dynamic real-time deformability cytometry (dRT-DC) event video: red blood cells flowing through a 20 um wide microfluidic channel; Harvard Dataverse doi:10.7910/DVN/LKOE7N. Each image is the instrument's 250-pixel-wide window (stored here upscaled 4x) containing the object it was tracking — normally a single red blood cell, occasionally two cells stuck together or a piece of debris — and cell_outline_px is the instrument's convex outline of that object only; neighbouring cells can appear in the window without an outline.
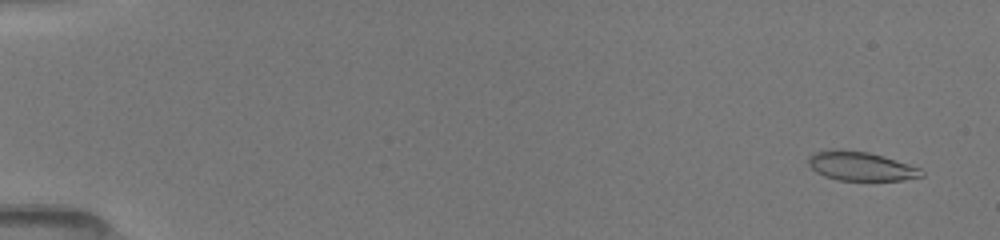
{"species": "common noctule bat (a hibernating species)", "species_latin": "Nyctalus noctula", "temperature_condition": "room temperature", "stored_images_in_passage": 52, "camera_frame_rate_fps": 3000, "um_per_image_px": 0.085, "animal": {"sex": "female", "body_mass_g": 19.5, "forearm_length_mm": 54.1}, "frame": {"image": 1, "passage_image": 3, "time_ms": 0.667, "image_size_px": [1000, 240], "cell_outline_px": [[924, 176], [900, 180], [836, 180], [824, 176], [816, 172], [808, 164], [808, 156], [812, 152], [832, 148], [840, 148], [868, 152], [920, 168], [924, 172]], "centroid_in_image_um": [73.09, 14.11], "position_along_channel_um": 11.9, "area_um2": 19.25}}
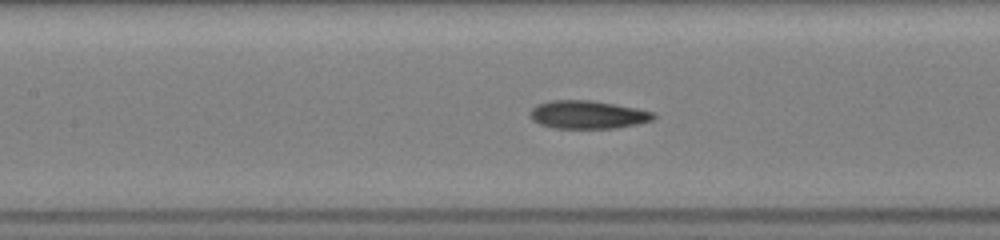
{"frame": {"image": 2, "passage_image": 25, "time_ms": 8.0, "image_size_px": [1000, 240], "cell_outline_px": [[656, 116], [652, 120], [636, 124], [616, 128], [552, 128], [540, 124], [532, 120], [528, 112], [536, 104], [548, 100], [592, 100], [636, 108], [656, 112]], "centroid_in_image_um": [49.92, 9.74], "position_along_channel_um": 157.5, "area_um2": 20.4}}
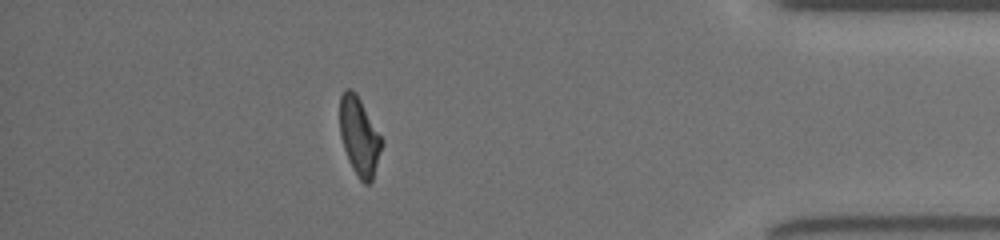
{"frame": {"image": 3, "passage_image": 46, "time_ms": 15.0, "image_size_px": [1000, 240], "cell_outline_px": [[384, 144], [372, 180], [368, 184], [364, 184], [360, 180], [352, 168], [348, 160], [340, 136], [340, 96], [344, 88], [352, 88], [356, 92], [384, 140]], "centroid_in_image_um": [30.55, 11.57], "position_along_channel_um": 404.6, "area_um2": 19.42}, "authors_computed_cell_mechanics": {"area_um2": 19.941, "velocity_mm_per_s": 4.0602, "shape_relaxation_time_tau1_ms": 5.0227, "shape_relaxation_time_tau2_ms": 1.7821, "deformation_change_tau1": 0.1811, "deformation_change_tau2": 0.0897}}